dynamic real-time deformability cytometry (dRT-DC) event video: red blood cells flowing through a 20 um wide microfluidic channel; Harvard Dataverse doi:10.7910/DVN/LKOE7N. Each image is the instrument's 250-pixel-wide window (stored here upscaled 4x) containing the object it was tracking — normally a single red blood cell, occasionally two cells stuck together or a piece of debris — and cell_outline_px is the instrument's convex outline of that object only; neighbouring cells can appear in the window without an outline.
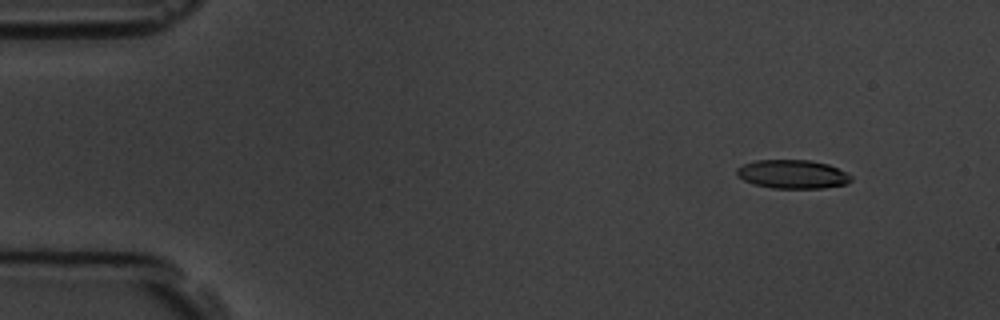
{"species": "common noctule bat (a hibernating species)", "species_latin": "Nyctalus noctula", "temperature_condition": "room temperature", "stored_images_in_passage": 5, "camera_frame_rate_fps": 3000, "um_per_image_px": 0.085, "animal": {"sex": "male", "body_mass_g": 19.5, "forearm_length_mm": 54.6}, "frame": {"image": 1, "passage_image": 2, "time_ms": 1.0, "image_size_px": [1000, 320], "cell_outline_px": [[852, 180], [848, 184], [824, 188], [772, 188], [756, 184], [744, 180], [736, 176], [736, 168], [744, 164], [756, 160], [808, 160], [828, 164], [852, 176]], "centroid_in_image_um": [67.36, 14.81], "position_along_channel_um": 17.6, "area_um2": 19.07}}
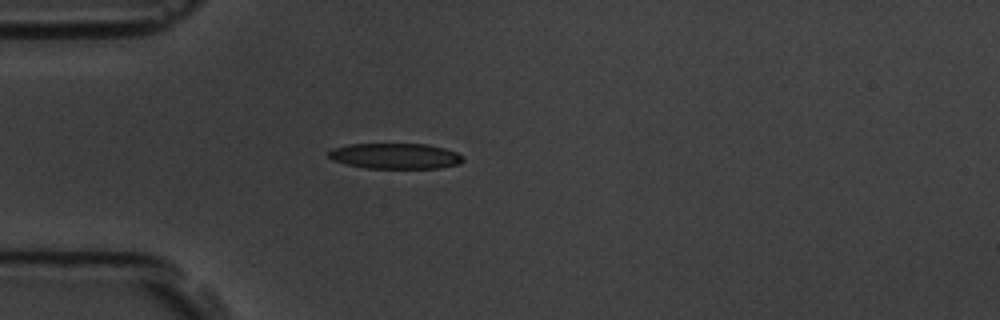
{"frame": {"image": 2, "passage_image": 5, "time_ms": 4.333, "image_size_px": [1000, 320], "cell_outline_px": [[464, 160], [460, 164], [440, 168], [368, 168], [348, 164], [332, 160], [328, 156], [328, 152], [332, 148], [348, 144], [428, 144], [444, 148], [456, 152], [464, 156]], "centroid_in_image_um": [33.63, 13.26], "position_along_channel_um": 51.4, "area_um2": 20.11}}